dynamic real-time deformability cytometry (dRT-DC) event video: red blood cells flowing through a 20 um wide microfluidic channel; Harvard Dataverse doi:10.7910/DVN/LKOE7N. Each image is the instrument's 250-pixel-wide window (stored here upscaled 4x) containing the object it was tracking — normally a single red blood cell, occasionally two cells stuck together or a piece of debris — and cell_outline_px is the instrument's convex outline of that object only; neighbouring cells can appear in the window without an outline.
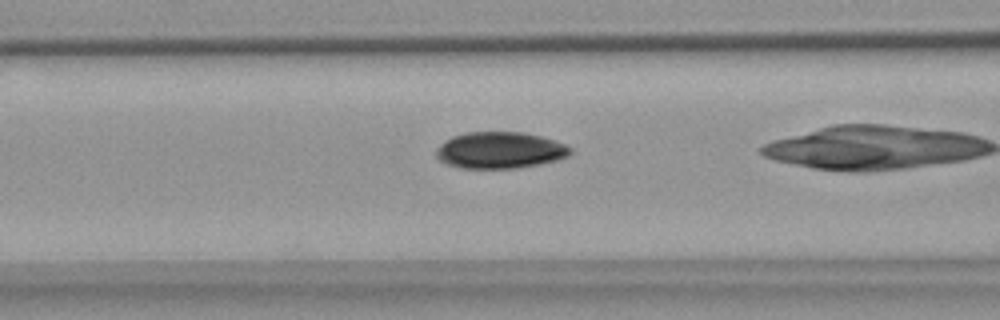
{"species": "common noctule bat (a hibernating species)", "species_latin": "Nyctalus noctula", "temperature_condition": "warm", "stored_images_in_passage": 15, "camera_frame_rate_fps": 3000, "um_per_image_px": 0.085, "animal": {"sex": "female", "body_mass_g": 18.4}, "frame": {"image": 1, "passage_image": 13, "time_ms": 4.0, "image_size_px": [1000, 320], "cell_outline_px": [[572, 152], [568, 156], [556, 160], [540, 164], [520, 168], [460, 168], [444, 164], [436, 156], [436, 148], [444, 140], [452, 136], [468, 132], [524, 132], [540, 136], [564, 144], [572, 148]], "centroid_in_image_um": [42.46, 12.77], "position_along_channel_um": 124.1, "area_um2": 28.73}}